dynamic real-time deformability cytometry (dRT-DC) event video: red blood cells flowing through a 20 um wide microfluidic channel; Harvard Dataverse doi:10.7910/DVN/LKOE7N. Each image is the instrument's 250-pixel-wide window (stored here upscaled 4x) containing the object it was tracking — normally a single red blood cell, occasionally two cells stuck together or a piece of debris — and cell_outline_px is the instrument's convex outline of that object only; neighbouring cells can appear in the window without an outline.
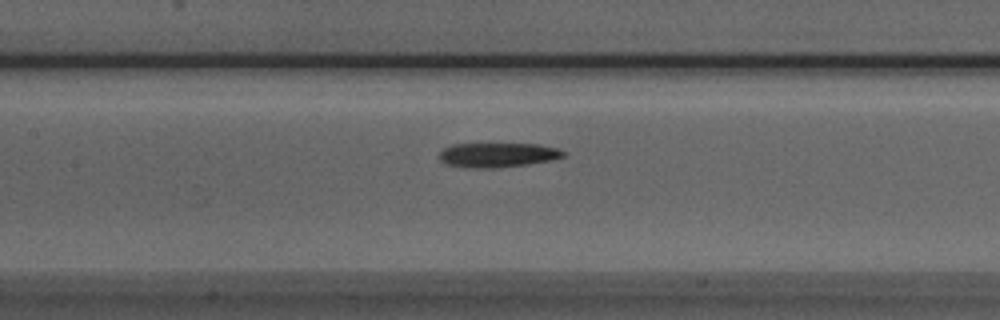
{"species": "Egyptian fruit bat (a non-hibernating species)", "species_latin": "Rousettus aegyptiacus", "temperature_condition": "room temperature", "stored_images_in_passage": 37, "camera_frame_rate_fps": 3000, "um_per_image_px": 0.085, "animal": {"sex": "male"}, "frame": {"image": 1, "passage_image": 14, "time_ms": 4.333, "image_size_px": [1000, 320], "cell_outline_px": [[564, 156], [552, 160], [524, 164], [492, 168], [472, 168], [444, 164], [436, 156], [444, 148], [452, 144], [536, 144], [556, 148], [564, 152]], "centroid_in_image_um": [42.22, 13.17], "position_along_channel_um": 165.2, "area_um2": 17.57}}
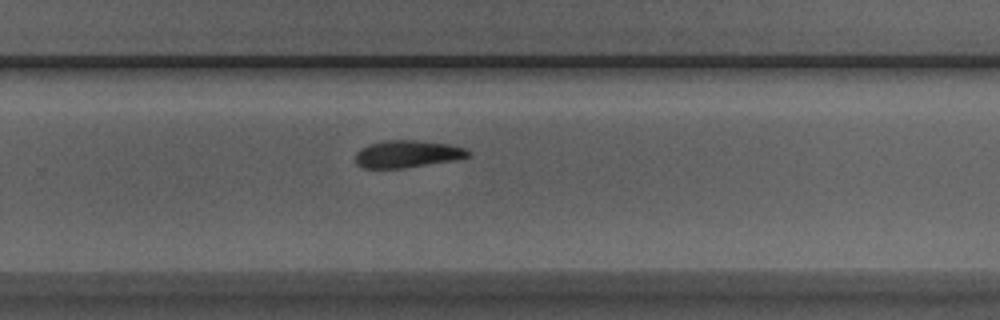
{"frame": {"image": 2, "passage_image": 24, "time_ms": 7.667, "image_size_px": [1000, 320], "cell_outline_px": [[472, 152], [468, 156], [456, 160], [404, 168], [364, 168], [356, 164], [356, 152], [360, 148], [368, 144], [388, 140], [416, 140], [448, 144], [464, 148]], "centroid_in_image_um": [34.61, 13.09], "position_along_channel_um": 295.2, "area_um2": 17.92}}
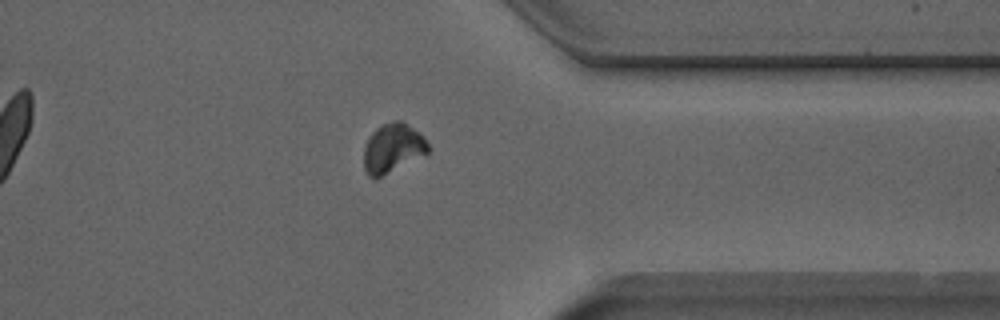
{"frame": {"image": 3, "passage_image": 31, "time_ms": 10.0, "image_size_px": [1000, 320], "cell_outline_px": [[432, 148], [428, 152], [376, 180], [368, 176], [364, 168], [364, 144], [372, 132], [376, 128], [392, 120], [400, 120], [420, 132], [424, 136]], "centroid_in_image_um": [33.38, 12.6], "position_along_channel_um": 378.0, "area_um2": 18.67}, "authors_computed_cell_mechanics": {"area_um2": 18.496, "velocity_mm_per_s": 3.9206, "shape_relaxation_time_tau1_ms": 3.062, "shape_relaxation_time_tau2_ms": 4.1283, "deformation_change_tau1": 0.1517, "deformation_change_tau2": 0.0982}}